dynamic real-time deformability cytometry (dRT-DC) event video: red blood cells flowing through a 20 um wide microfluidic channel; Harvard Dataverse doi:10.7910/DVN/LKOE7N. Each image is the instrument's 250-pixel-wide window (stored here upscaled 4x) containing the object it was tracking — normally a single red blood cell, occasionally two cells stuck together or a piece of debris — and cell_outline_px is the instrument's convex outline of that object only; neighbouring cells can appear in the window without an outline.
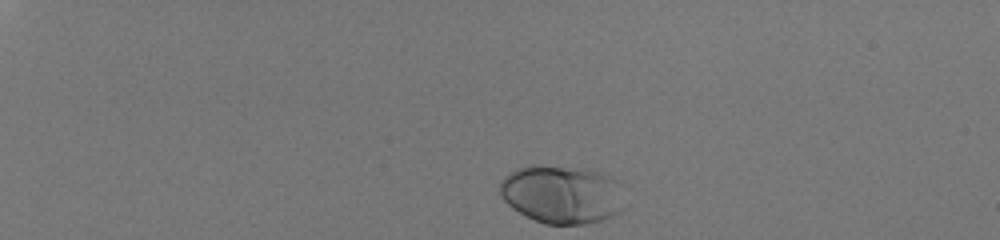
{"species": "human", "species_latin": "Homo sapiens", "temperature_condition": "room temperature", "stored_images_in_passage": 36, "camera_frame_rate_fps": 3000, "um_per_image_px": 0.085, "donor": {"sex": "male"}, "frame": {"image": 1, "passage_image": 1, "time_ms": 0.0, "image_size_px": [1000, 240], "cell_outline_px": [[624, 208], [620, 212], [612, 216], [600, 220], [584, 224], [544, 224], [512, 208], [500, 196], [500, 184], [504, 176], [516, 168], [532, 164], [588, 168], [600, 172], [608, 176], [612, 180]], "centroid_in_image_um": [47.68, 16.5], "position_along_channel_um": 37.3, "area_um2": 41.96}}
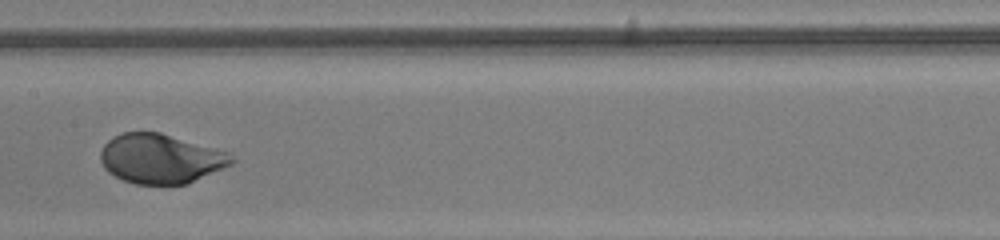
{"frame": {"image": 2, "passage_image": 21, "time_ms": 6.667, "image_size_px": [1000, 240], "cell_outline_px": [[236, 160], [232, 164], [224, 168], [188, 184], [136, 184], [124, 180], [108, 172], [104, 168], [100, 160], [100, 152], [104, 144], [112, 136], [124, 132], [160, 132], [228, 152]], "centroid_in_image_um": [13.65, 13.49], "position_along_channel_um": 193.8, "area_um2": 37.86}}
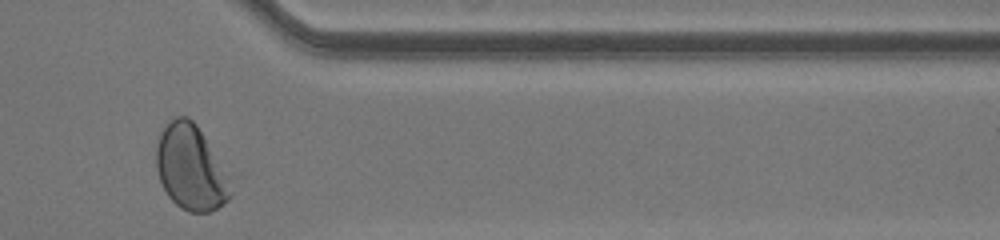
{"frame": {"image": 3, "passage_image": 36, "time_ms": 11.667, "image_size_px": [1000, 240], "cell_outline_px": [[236, 176], [232, 196], [224, 204], [208, 212], [188, 212], [180, 208], [168, 196], [160, 180], [156, 168], [156, 144], [160, 132], [176, 116], [188, 116], [196, 124]], "centroid_in_image_um": [16.34, 14.26], "position_along_channel_um": 395.1, "area_um2": 38.49}, "authors_computed_cell_mechanics": {"area_um2": 38.2347, "velocity_mm_per_s": 4.0586, "shape_relaxation_time_tau1_ms": 2.2732, "shape_relaxation_time_tau2_ms": null, "deformation_change_tau1": 0.1586, "deformation_change_tau2": null}}